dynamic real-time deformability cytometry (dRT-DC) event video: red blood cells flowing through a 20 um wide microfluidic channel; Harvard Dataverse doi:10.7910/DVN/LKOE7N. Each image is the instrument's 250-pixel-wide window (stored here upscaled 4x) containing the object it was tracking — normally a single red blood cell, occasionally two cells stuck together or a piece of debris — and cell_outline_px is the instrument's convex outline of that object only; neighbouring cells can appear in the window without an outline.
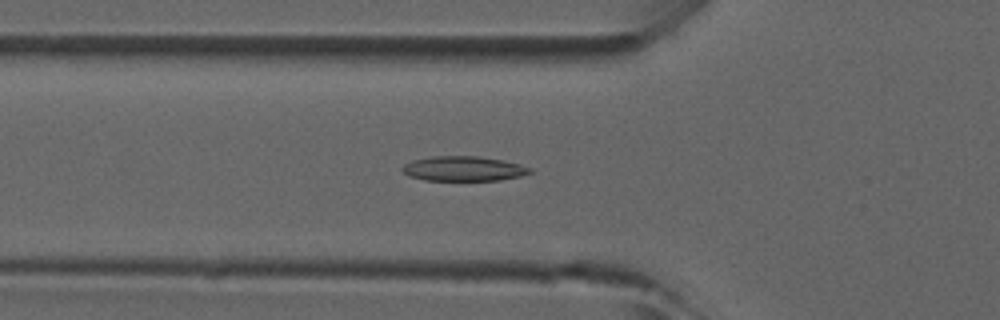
{"species": "common noctule bat (a hibernating species)", "species_latin": "Nyctalus noctula", "temperature_condition": "room temperature", "stored_images_in_passage": 34, "camera_frame_rate_fps": 3000, "um_per_image_px": 0.085, "animal": {"sex": "male", "forearm_length_mm": 52.5}, "frame": {"image": 1, "passage_image": 3, "time_ms": 0.667, "image_size_px": [1000, 320], "cell_outline_px": [[532, 172], [520, 176], [500, 180], [424, 180], [408, 176], [400, 168], [404, 164], [412, 160], [432, 156], [480, 156], [504, 160], [520, 164], [532, 168]], "centroid_in_image_um": [39.4, 14.33], "position_along_channel_um": 86.4, "area_um2": 18.55}}
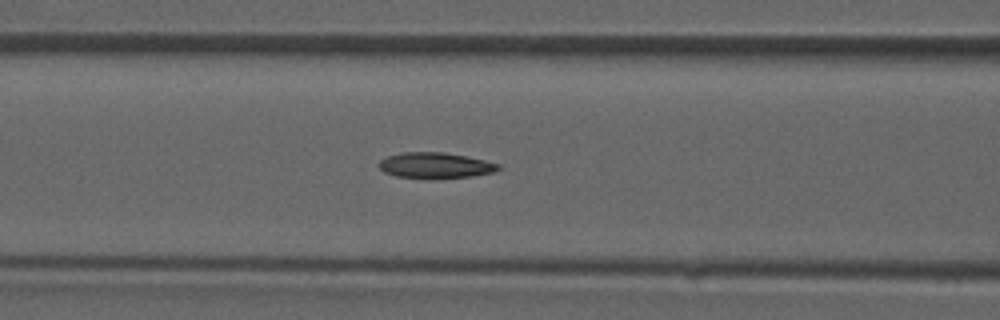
{"frame": {"image": 2, "passage_image": 6, "time_ms": 1.667, "image_size_px": [1000, 320], "cell_outline_px": [[500, 168], [492, 172], [472, 176], [396, 176], [384, 172], [380, 168], [380, 160], [388, 156], [400, 152], [444, 152], [484, 160], [500, 164]], "centroid_in_image_um": [36.99, 14.01], "position_along_channel_um": 129.6, "area_um2": 16.99}}
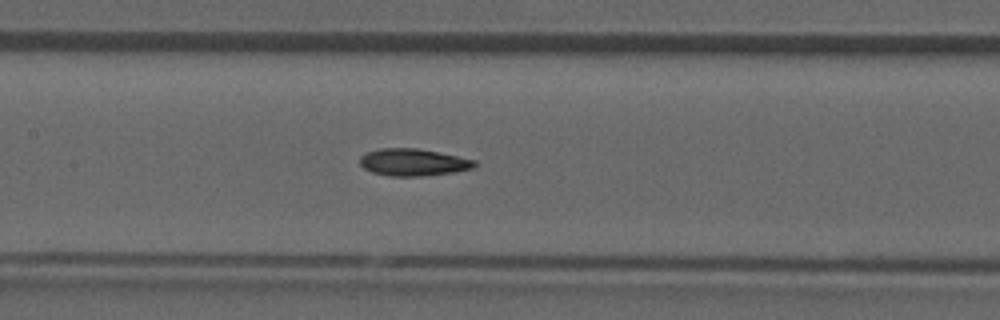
{"frame": {"image": 3, "passage_image": 9, "time_ms": 2.667, "image_size_px": [1000, 320], "cell_outline_px": [[476, 164], [472, 168], [452, 172], [420, 176], [388, 176], [372, 172], [364, 168], [360, 164], [360, 156], [364, 152], [380, 148], [416, 148], [476, 160]], "centroid_in_image_um": [35.05, 13.79], "position_along_channel_um": 172.3, "area_um2": 17.98}}